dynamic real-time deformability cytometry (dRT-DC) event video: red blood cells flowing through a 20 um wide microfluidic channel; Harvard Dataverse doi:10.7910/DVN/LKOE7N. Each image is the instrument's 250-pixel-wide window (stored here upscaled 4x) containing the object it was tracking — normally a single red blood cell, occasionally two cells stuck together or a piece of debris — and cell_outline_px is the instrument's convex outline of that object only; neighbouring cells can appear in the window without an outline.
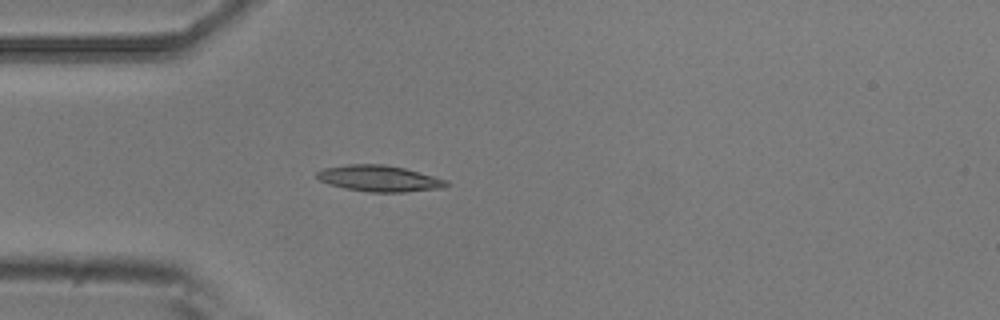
{"species": "common noctule bat (a hibernating species)", "species_latin": "Nyctalus noctula", "temperature_condition": "room temperature", "stored_images_in_passage": 4, "camera_frame_rate_fps": 3000, "um_per_image_px": 0.085, "animal": {"sex": "male", "body_mass_g": 20.5, "forearm_length_mm": 52.5}, "frame": {"image": 1, "passage_image": 4, "time_ms": 1.0, "image_size_px": [1000, 320], "cell_outline_px": [[448, 184], [444, 188], [404, 192], [368, 192], [344, 188], [328, 184], [320, 180], [316, 176], [316, 172], [324, 168], [348, 164], [384, 164], [404, 168], [448, 180]], "centroid_in_image_um": [32.23, 15.17], "position_along_channel_um": 52.8, "area_um2": 19.77}}